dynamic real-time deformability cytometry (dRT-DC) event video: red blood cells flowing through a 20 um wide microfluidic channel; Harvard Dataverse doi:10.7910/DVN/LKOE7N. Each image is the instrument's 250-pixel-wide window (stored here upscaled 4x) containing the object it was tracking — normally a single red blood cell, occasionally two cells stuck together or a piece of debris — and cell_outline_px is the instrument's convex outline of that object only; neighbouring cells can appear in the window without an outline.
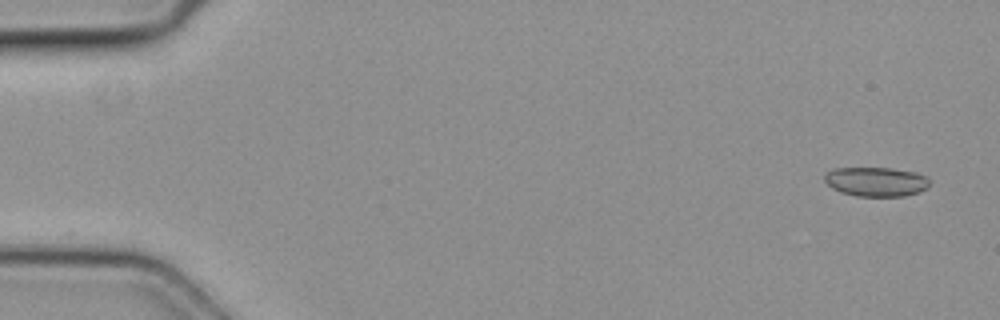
{"species": "common noctule bat (a hibernating species)", "species_latin": "Nyctalus noctula", "temperature_condition": "cold", "stored_images_in_passage": 33, "camera_frame_rate_fps": 3000, "um_per_image_px": 0.085, "animal": {"sex": "female", "body_mass_g": 19.3, "forearm_length_mm": 54.1}, "frame": {"image": 1, "passage_image": 1, "time_ms": 0.0, "image_size_px": [1000, 320], "cell_outline_px": [[928, 188], [920, 192], [904, 196], [856, 196], [840, 192], [832, 188], [824, 180], [824, 172], [832, 168], [892, 168], [916, 172], [924, 176], [928, 180]], "centroid_in_image_um": [74.43, 15.44], "position_along_channel_um": 10.6, "area_um2": 18.09}}
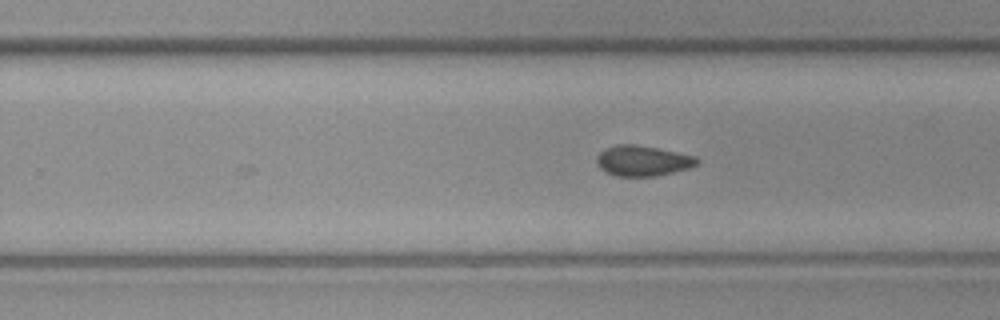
{"frame": {"image": 2, "passage_image": 33, "time_ms": 10.667, "image_size_px": [1000, 320], "cell_outline_px": [[700, 160], [696, 164], [688, 168], [656, 176], [616, 176], [600, 168], [596, 164], [596, 156], [600, 152], [616, 144], [636, 144], [696, 156]], "centroid_in_image_um": [54.61, 13.66], "position_along_channel_um": 275.2, "area_um2": 17.63}}